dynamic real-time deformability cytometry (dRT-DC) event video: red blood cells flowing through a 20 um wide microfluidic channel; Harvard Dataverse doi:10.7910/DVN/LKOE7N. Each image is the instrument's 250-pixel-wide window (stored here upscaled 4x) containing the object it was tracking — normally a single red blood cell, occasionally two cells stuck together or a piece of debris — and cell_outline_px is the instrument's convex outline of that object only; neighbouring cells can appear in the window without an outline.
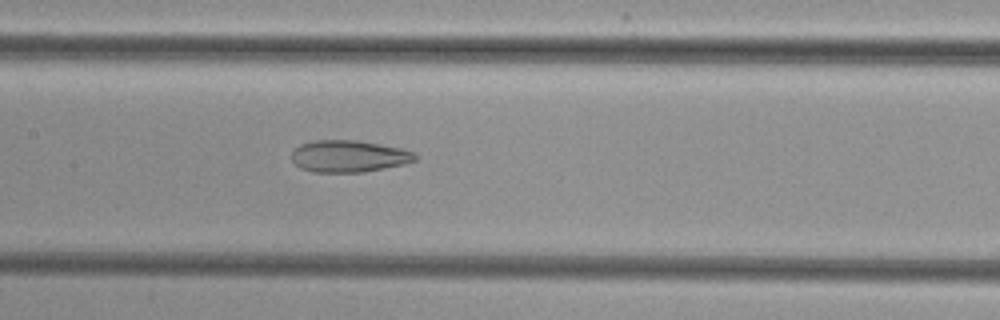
{"species": "common noctule bat (a hibernating species)", "species_latin": "Nyctalus noctula", "temperature_condition": "cold", "stored_images_in_passage": 39, "camera_frame_rate_fps": 3000, "um_per_image_px": 0.085, "animal": {"sex": "female", "body_mass_g": 29.2, "forearm_length_mm": 56.3}, "frame": {"image": 1, "passage_image": 12, "time_ms": 3.667, "image_size_px": [1000, 320], "cell_outline_px": [[416, 160], [404, 164], [364, 172], [312, 172], [300, 168], [292, 160], [292, 152], [300, 144], [312, 140], [356, 140], [380, 144], [400, 148], [412, 152], [416, 156]], "centroid_in_image_um": [29.62, 13.28], "position_along_channel_um": 177.8, "area_um2": 22.89}}